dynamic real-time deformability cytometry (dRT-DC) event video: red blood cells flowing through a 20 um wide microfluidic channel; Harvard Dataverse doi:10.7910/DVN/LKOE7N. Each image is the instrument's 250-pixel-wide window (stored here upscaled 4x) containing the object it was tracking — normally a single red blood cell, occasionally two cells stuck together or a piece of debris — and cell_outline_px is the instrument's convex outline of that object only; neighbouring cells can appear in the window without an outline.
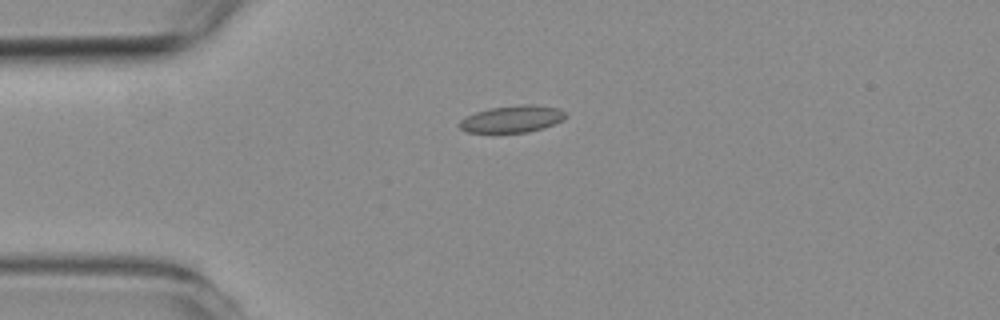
{"species": "common noctule bat (a hibernating species)", "species_latin": "Nyctalus noctula", "temperature_condition": "room temperature", "stored_images_in_passage": 4, "camera_frame_rate_fps": 3000, "um_per_image_px": 0.085, "animal": {"sex": "female", "body_mass_g": 19.3, "forearm_length_mm": 54.1}, "frame": {"image": 1, "passage_image": 3, "time_ms": 2.333, "image_size_px": [1000, 320], "cell_outline_px": [[568, 116], [564, 120], [544, 128], [528, 132], [468, 132], [460, 128], [460, 120], [476, 112], [492, 108], [520, 104], [532, 104], [560, 108]], "centroid_in_image_um": [43.61, 10.11], "position_along_channel_um": 41.4, "area_um2": 16.59}}